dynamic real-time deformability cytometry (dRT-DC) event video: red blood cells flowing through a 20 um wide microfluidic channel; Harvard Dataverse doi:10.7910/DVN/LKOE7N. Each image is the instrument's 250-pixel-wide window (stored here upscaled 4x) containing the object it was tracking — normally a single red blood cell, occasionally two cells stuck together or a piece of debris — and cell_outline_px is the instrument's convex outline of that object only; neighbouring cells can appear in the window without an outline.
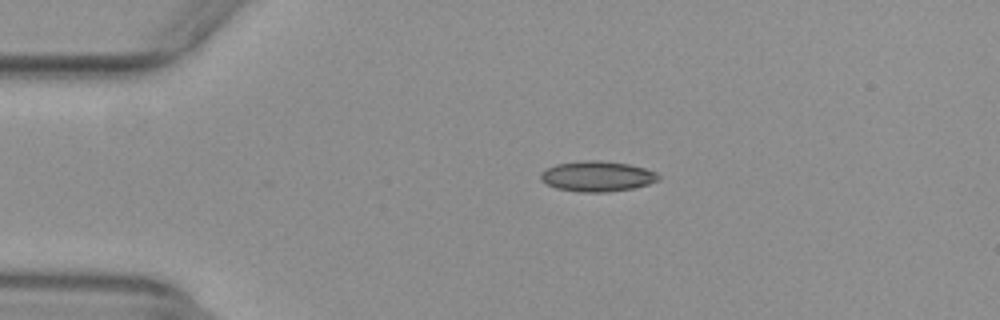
{"species": "common noctule bat (a hibernating species)", "species_latin": "Nyctalus noctula", "temperature_condition": "warm", "stored_images_in_passage": 37, "camera_frame_rate_fps": 3000, "um_per_image_px": 0.085, "animal": {"sex": "female", "body_mass_g": 29.2, "forearm_length_mm": 56.3}, "frame": {"image": 1, "passage_image": 7, "time_ms": 2.0, "image_size_px": [1000, 320], "cell_outline_px": [[660, 180], [648, 184], [632, 188], [608, 192], [580, 192], [556, 188], [540, 180], [540, 172], [544, 168], [556, 164], [584, 160], [600, 160], [628, 164], [644, 168], [656, 172], [660, 176]], "centroid_in_image_um": [50.74, 14.98], "position_along_channel_um": 34.3, "area_um2": 20.98}}
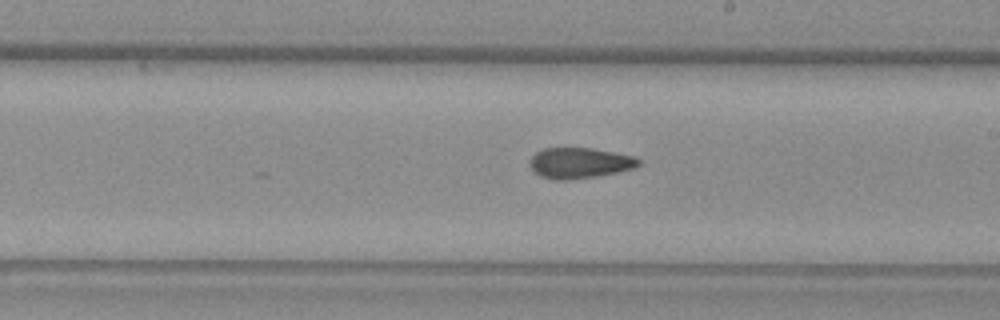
{"frame": {"image": 2, "passage_image": 26, "time_ms": 8.333, "image_size_px": [1000, 320], "cell_outline_px": [[640, 164], [636, 168], [596, 176], [568, 180], [556, 180], [540, 176], [528, 164], [532, 156], [536, 152], [544, 148], [592, 148], [632, 156], [640, 160]], "centroid_in_image_um": [49.25, 13.85], "position_along_channel_um": 239.8, "area_um2": 19.31}}
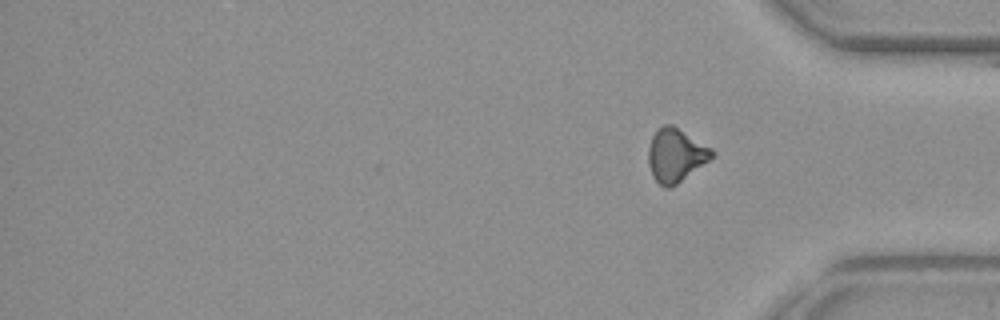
{"frame": {"image": 3, "passage_image": 37, "time_ms": 12.0, "image_size_px": [1000, 320], "cell_outline_px": [[716, 156], [672, 188], [664, 188], [652, 176], [648, 164], [648, 148], [652, 136], [656, 128], [664, 124], [672, 124], [712, 148], [716, 152]], "centroid_in_image_um": [57.45, 13.19], "position_along_channel_um": 377.8, "area_um2": 20.23}, "authors_computed_cell_mechanics": {"area_um2": 19.8832, "velocity_mm_per_s": 3.9264, "shape_relaxation_time_tau1_ms": null, "shape_relaxation_time_tau2_ms": 2.9229, "deformation_change_tau1": null, "deformation_change_tau2": 0.0873}}